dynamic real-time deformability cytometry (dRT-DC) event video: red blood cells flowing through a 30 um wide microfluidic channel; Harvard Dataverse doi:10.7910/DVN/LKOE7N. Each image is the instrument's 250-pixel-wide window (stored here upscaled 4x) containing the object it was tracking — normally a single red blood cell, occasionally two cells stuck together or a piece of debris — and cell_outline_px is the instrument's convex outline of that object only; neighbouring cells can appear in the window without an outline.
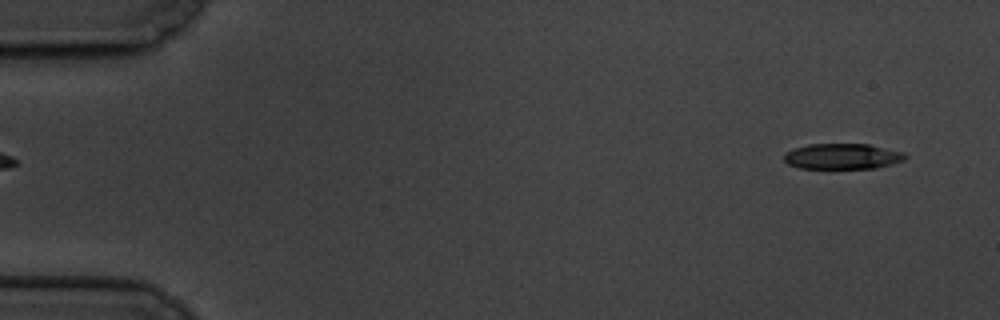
{"species": "common noctule bat (a hibernating species)", "species_latin": "Nyctalus noctula", "temperature_condition": "cold", "stored_images_in_passage": 3, "camera_frame_rate_fps": 3000, "um_per_image_px": 0.085, "animal": {"sex": "male", "body_mass_g": 19.5, "forearm_length_mm": 54.6}, "frame": {"image": 1, "passage_image": 3, "time_ms": 2.333, "image_size_px": [1000, 320], "cell_outline_px": [[908, 156], [904, 160], [892, 164], [876, 168], [800, 168], [788, 164], [784, 160], [784, 152], [808, 144], [868, 144], [904, 152]], "centroid_in_image_um": [71.62, 13.29], "position_along_channel_um": 13.4, "area_um2": 18.09}}